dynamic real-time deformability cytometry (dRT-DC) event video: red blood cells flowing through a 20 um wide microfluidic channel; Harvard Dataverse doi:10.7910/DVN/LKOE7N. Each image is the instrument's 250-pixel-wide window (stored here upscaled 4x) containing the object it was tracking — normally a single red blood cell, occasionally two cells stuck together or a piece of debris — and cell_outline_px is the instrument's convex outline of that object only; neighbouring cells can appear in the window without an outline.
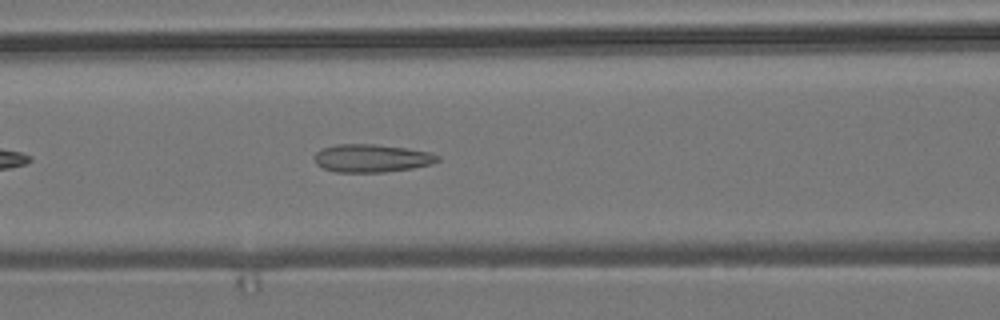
{"species": "common noctule bat (a hibernating species)", "species_latin": "Nyctalus noctula", "temperature_condition": "room temperature", "stored_images_in_passage": 40, "camera_frame_rate_fps": 3000, "um_per_image_px": 0.085, "animal": {"sex": "male", "body_mass_g": 19.2, "forearm_length_mm": 51.8}, "frame": {"image": 1, "passage_image": 8, "time_ms": 2.333, "image_size_px": [1000, 320], "cell_outline_px": [[440, 160], [432, 164], [412, 168], [384, 172], [336, 172], [324, 168], [316, 164], [316, 152], [324, 148], [336, 144], [376, 144], [432, 152], [440, 156]], "centroid_in_image_um": [31.64, 13.45], "position_along_channel_um": 135.0, "area_um2": 20.0}}
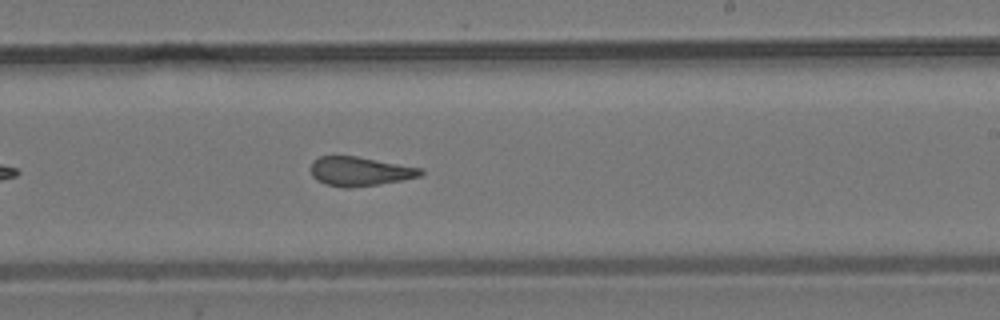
{"frame": {"image": 2, "passage_image": 18, "time_ms": 5.667, "image_size_px": [1000, 320], "cell_outline_px": [[424, 172], [420, 176], [400, 180], [376, 184], [348, 188], [344, 188], [328, 184], [316, 180], [312, 176], [312, 160], [320, 156], [356, 156], [424, 168]], "centroid_in_image_um": [30.59, 14.55], "position_along_channel_um": 258.4, "area_um2": 18.5}}
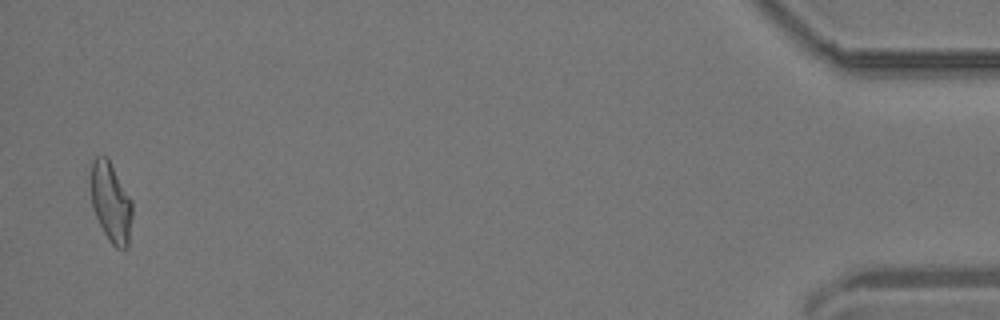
{"frame": {"image": 3, "passage_image": 39, "time_ms": 12.667, "image_size_px": [1000, 320], "cell_outline_px": [[132, 216], [128, 244], [124, 248], [116, 248], [108, 240], [96, 216], [92, 204], [88, 180], [88, 176], [92, 160], [96, 156], [108, 156], [132, 200]], "centroid_in_image_um": [9.39, 17.11], "position_along_channel_um": 425.8, "area_um2": 19.77}, "authors_computed_cell_mechanics": {"area_um2": 19.2474, "velocity_mm_per_s": 3.716, "shape_relaxation_time_tau1_ms": null, "shape_relaxation_time_tau2_ms": 2.0218, "deformation_change_tau1": null, "deformation_change_tau2": 0.1163}}